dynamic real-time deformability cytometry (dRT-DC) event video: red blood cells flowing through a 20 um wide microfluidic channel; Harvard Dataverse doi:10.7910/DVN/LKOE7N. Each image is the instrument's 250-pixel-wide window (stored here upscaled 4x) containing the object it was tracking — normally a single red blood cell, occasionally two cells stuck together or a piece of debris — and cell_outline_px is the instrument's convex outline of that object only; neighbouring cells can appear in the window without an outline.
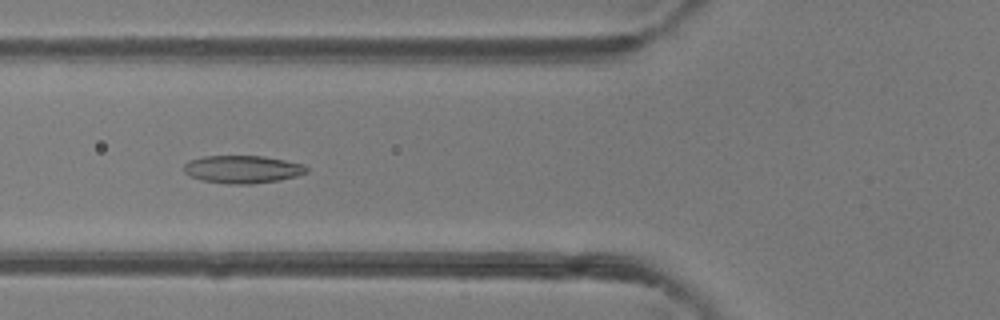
{"species": "common noctule bat (a hibernating species)", "species_latin": "Nyctalus noctula", "temperature_condition": "room temperature", "stored_images_in_passage": 32, "camera_frame_rate_fps": 3000, "um_per_image_px": 0.085, "animal": {"sex": "female"}, "frame": {"image": 1, "passage_image": 3, "time_ms": 0.667, "image_size_px": [1000, 320], "cell_outline_px": [[308, 172], [296, 176], [280, 180], [252, 184], [232, 184], [200, 180], [184, 172], [184, 164], [188, 160], [204, 156], [264, 156], [304, 164], [308, 168]], "centroid_in_image_um": [20.62, 14.39], "position_along_channel_um": 105.2, "area_um2": 19.88}}
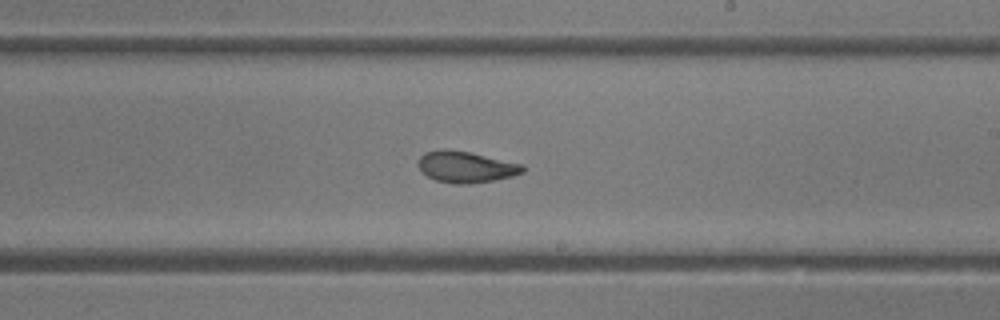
{"frame": {"image": 2, "passage_image": 13, "time_ms": 4.0, "image_size_px": [1000, 320], "cell_outline_px": [[524, 172], [512, 176], [492, 180], [468, 184], [456, 184], [436, 180], [428, 176], [416, 164], [420, 156], [424, 152], [440, 148], [444, 148], [468, 152], [524, 164]], "centroid_in_image_um": [39.58, 14.17], "position_along_channel_um": 249.4, "area_um2": 19.02}}
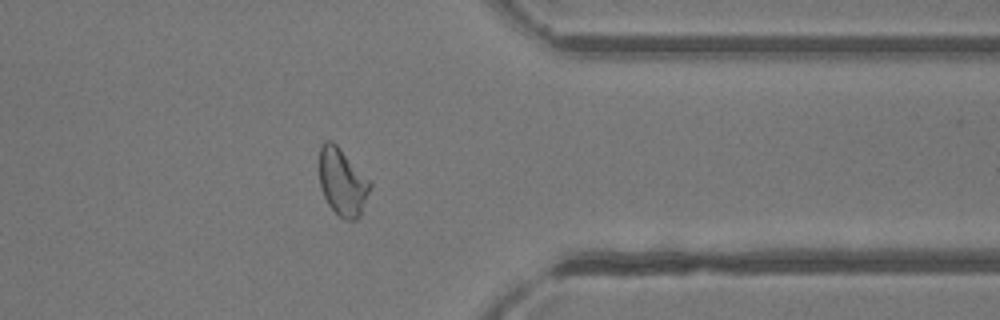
{"frame": {"image": 3, "passage_image": 23, "time_ms": 7.333, "image_size_px": [1000, 320], "cell_outline_px": [[372, 184], [360, 216], [356, 220], [348, 220], [340, 216], [328, 204], [320, 188], [320, 144], [324, 140], [332, 140], [340, 148]], "centroid_in_image_um": [29.09, 15.46], "position_along_channel_um": 382.3, "area_um2": 19.59}}